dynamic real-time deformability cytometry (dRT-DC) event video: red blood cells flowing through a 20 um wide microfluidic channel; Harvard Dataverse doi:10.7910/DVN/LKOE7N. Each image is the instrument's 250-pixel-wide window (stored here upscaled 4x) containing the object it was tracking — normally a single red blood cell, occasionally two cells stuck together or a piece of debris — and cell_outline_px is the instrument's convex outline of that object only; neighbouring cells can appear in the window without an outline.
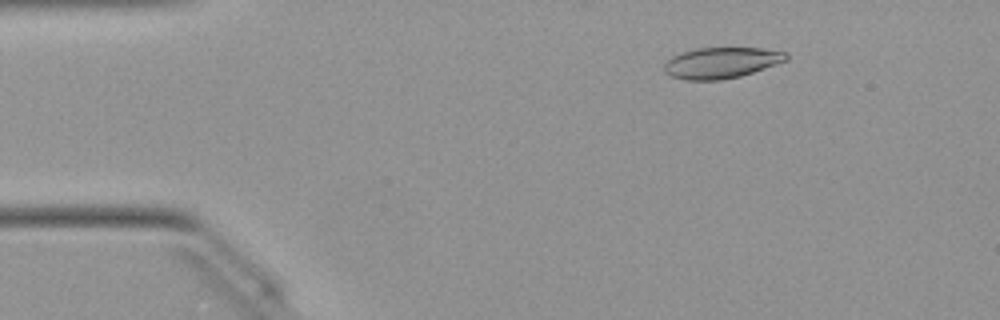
{"species": "Egyptian fruit bat (a non-hibernating species)", "species_latin": "Rousettus aegyptiacus", "temperature_condition": "warm", "stored_images_in_passage": 50, "camera_frame_rate_fps": 3000, "um_per_image_px": 0.085, "animal": {"sex": "female"}, "frame": {"image": 1, "passage_image": 7, "time_ms": 2.0, "image_size_px": [1000, 320], "cell_outline_px": [[788, 60], [740, 76], [720, 80], [684, 80], [672, 76], [664, 72], [664, 64], [672, 56], [696, 48], [760, 48], [788, 52]], "centroid_in_image_um": [61.31, 5.33], "position_along_channel_um": 23.7, "area_um2": 21.91}}
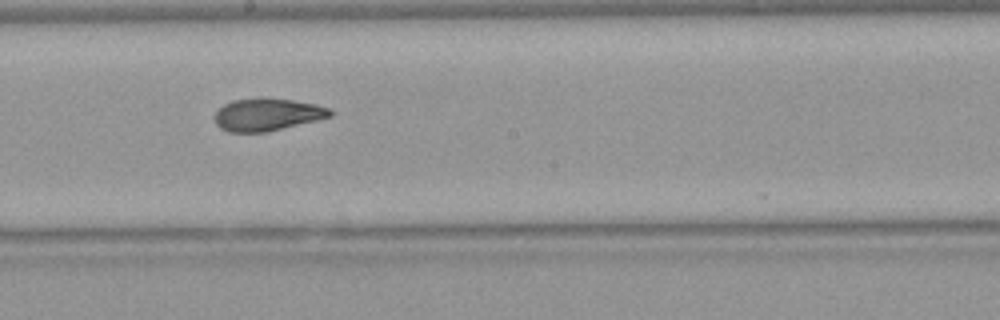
{"frame": {"image": 2, "passage_image": 27, "time_ms": 8.667, "image_size_px": [1000, 320], "cell_outline_px": [[332, 116], [268, 132], [228, 132], [220, 128], [216, 124], [216, 112], [224, 104], [232, 100], [260, 96], [268, 96], [316, 104], [328, 108], [332, 112]], "centroid_in_image_um": [22.7, 9.71], "position_along_channel_um": 225.5, "area_um2": 22.08}}
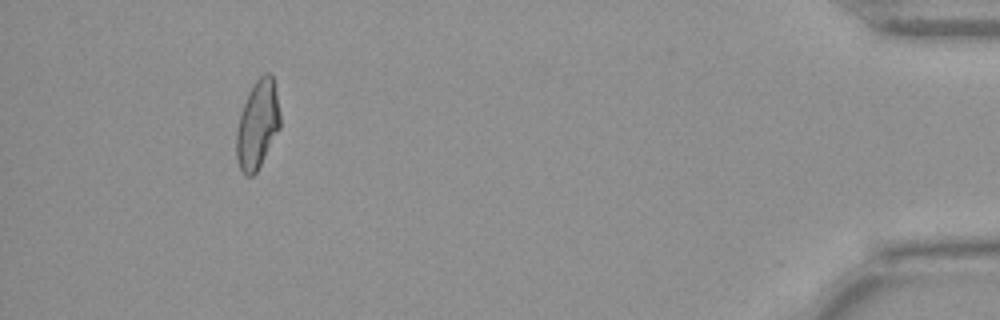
{"frame": {"image": 3, "passage_image": 46, "time_ms": 15.0, "image_size_px": [1000, 320], "cell_outline_px": [[280, 128], [256, 172], [252, 176], [244, 176], [236, 160], [236, 128], [240, 112], [248, 92], [252, 84], [264, 72], [272, 72], [280, 112]], "centroid_in_image_um": [21.87, 10.56], "position_along_channel_um": 413.3, "area_um2": 22.77}, "authors_computed_cell_mechanics": {"area_um2": 22.4842, "velocity_mm_per_s": 4.0542, "shape_relaxation_time_tau1_ms": 6.9483, "shape_relaxation_time_tau2_ms": 1.5359, "deformation_change_tau1": 0.2016, "deformation_change_tau2": 0.0739}}